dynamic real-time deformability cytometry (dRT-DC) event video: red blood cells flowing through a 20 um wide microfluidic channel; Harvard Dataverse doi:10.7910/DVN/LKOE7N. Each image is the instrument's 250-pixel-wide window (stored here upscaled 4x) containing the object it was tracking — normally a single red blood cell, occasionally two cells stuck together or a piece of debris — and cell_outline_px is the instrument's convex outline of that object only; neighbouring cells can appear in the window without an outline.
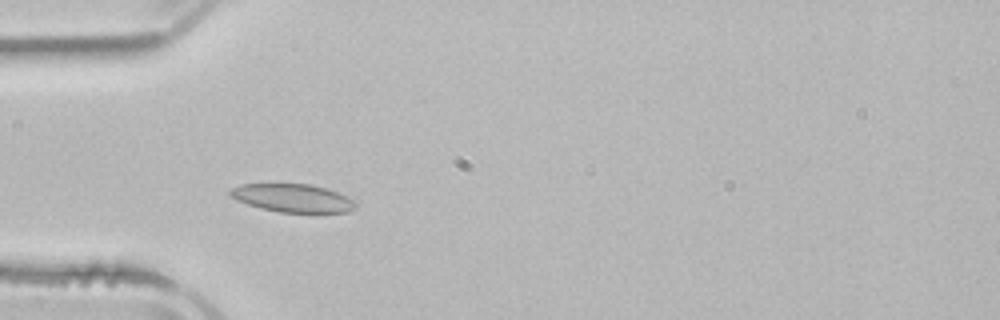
{"species": "common noctule bat (a hibernating species)", "species_latin": "Nyctalus noctula", "temperature_condition": "room temperature", "stored_images_in_passage": 3, "camera_frame_rate_fps": 3000, "um_per_image_px": 0.085, "animal": {"sex": "male", "body_mass_g": 21.5, "forearm_length_mm": 52.0}, "frame": {"image": 1, "passage_image": 3, "time_ms": 2.667, "image_size_px": [1000, 320], "cell_outline_px": [[356, 208], [348, 212], [280, 212], [260, 208], [236, 200], [228, 192], [232, 188], [240, 184], [312, 184], [336, 192], [352, 200], [356, 204]], "centroid_in_image_um": [24.85, 16.83], "position_along_channel_um": 60.2, "area_um2": 20.29}}